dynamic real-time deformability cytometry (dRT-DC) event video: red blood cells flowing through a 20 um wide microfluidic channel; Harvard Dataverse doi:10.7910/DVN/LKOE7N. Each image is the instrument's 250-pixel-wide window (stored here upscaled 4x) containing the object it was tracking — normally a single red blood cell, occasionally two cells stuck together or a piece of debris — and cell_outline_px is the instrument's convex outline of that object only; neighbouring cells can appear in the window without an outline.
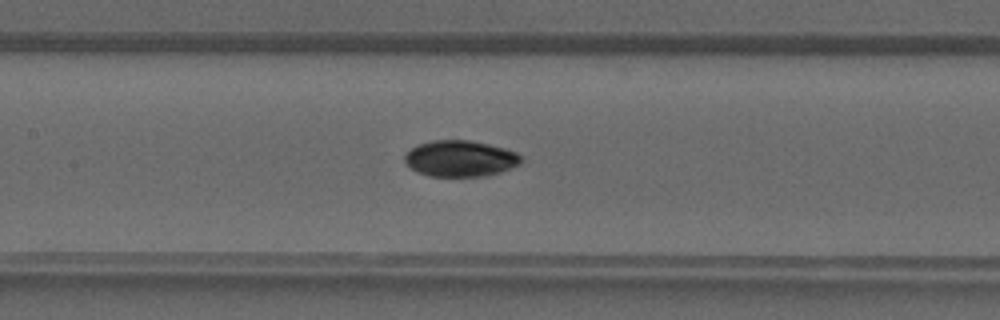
{"species": "common noctule bat (a hibernating species)", "species_latin": "Nyctalus noctula", "temperature_condition": "warm", "stored_images_in_passage": 37, "camera_frame_rate_fps": 3000, "um_per_image_px": 0.085, "animal": {"sex": "male", "forearm_length_mm": 52.5}, "frame": {"image": 1, "passage_image": 19, "time_ms": 6.0, "image_size_px": [1000, 320], "cell_outline_px": [[524, 160], [520, 164], [500, 172], [484, 176], [428, 176], [416, 172], [404, 164], [404, 156], [412, 148], [420, 144], [432, 140], [468, 140], [488, 144], [504, 148], [516, 152], [524, 156]], "centroid_in_image_um": [39.13, 13.48], "position_along_channel_um": 168.3, "area_um2": 24.68}}
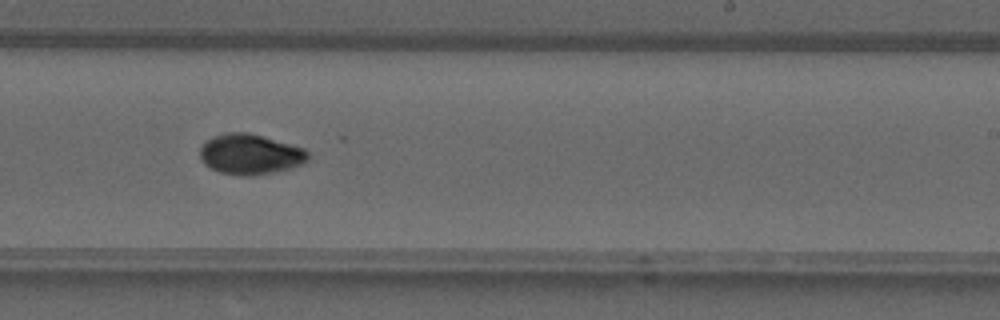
{"frame": {"image": 2, "passage_image": 25, "time_ms": 8.0, "image_size_px": [1000, 320], "cell_outline_px": [[308, 160], [300, 164], [288, 168], [272, 172], [252, 176], [244, 176], [220, 172], [204, 164], [200, 160], [200, 148], [208, 140], [216, 136], [228, 132], [248, 132], [304, 148], [308, 152]], "centroid_in_image_um": [21.25, 13.11], "position_along_channel_um": 267.8, "area_um2": 25.03}}
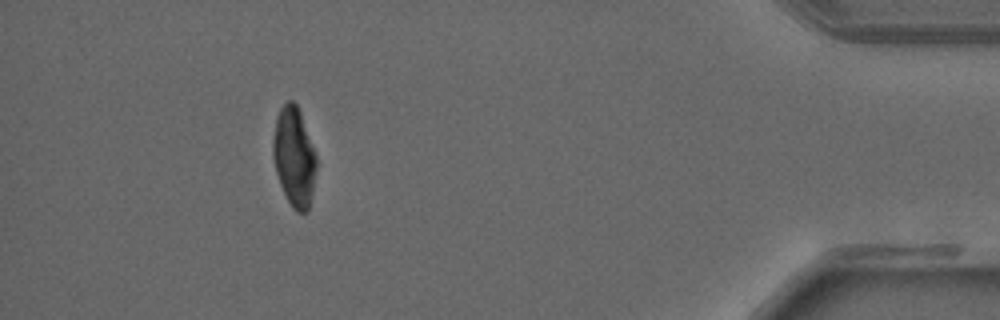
{"frame": {"image": 3, "passage_image": 37, "time_ms": 12.0, "image_size_px": [1000, 320], "cell_outline_px": [[316, 168], [312, 192], [308, 212], [296, 212], [292, 208], [280, 184], [276, 172], [272, 156], [272, 140], [276, 116], [280, 108], [288, 100], [292, 100], [296, 104], [300, 112], [316, 152]], "centroid_in_image_um": [24.99, 13.32], "position_along_channel_um": 410.2, "area_um2": 25.2}}